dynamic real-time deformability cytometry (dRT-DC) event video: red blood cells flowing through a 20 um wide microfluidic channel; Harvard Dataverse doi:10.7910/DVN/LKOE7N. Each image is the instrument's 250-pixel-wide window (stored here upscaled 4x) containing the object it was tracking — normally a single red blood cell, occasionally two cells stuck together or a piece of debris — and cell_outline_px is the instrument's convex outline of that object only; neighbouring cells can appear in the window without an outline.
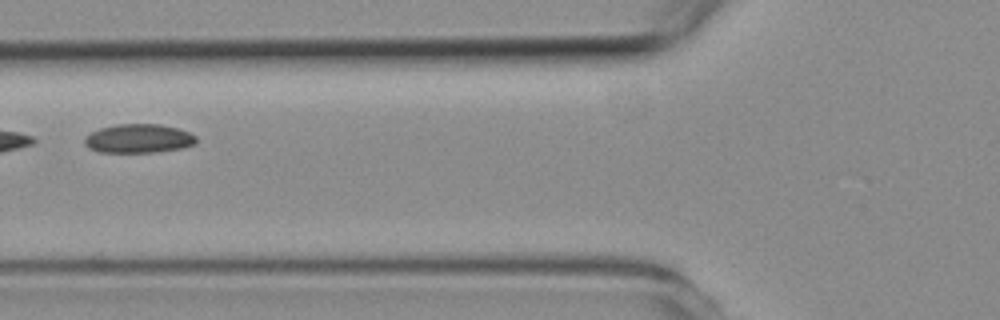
{"species": "common noctule bat (a hibernating species)", "species_latin": "Nyctalus noctula", "temperature_condition": "room temperature", "stored_images_in_passage": 5, "camera_frame_rate_fps": 3000, "um_per_image_px": 0.085, "animal": {"sex": "female", "body_mass_g": 19.3, "forearm_length_mm": 54.1}, "frame": {"image": 1, "passage_image": 4, "time_ms": 3.667, "image_size_px": [1000, 320], "cell_outline_px": [[196, 144], [184, 148], [156, 152], [100, 152], [88, 148], [84, 144], [84, 136], [100, 128], [116, 124], [160, 124], [176, 128], [188, 132], [196, 136]], "centroid_in_image_um": [11.77, 11.78], "position_along_channel_um": 114.0, "area_um2": 18.9}}
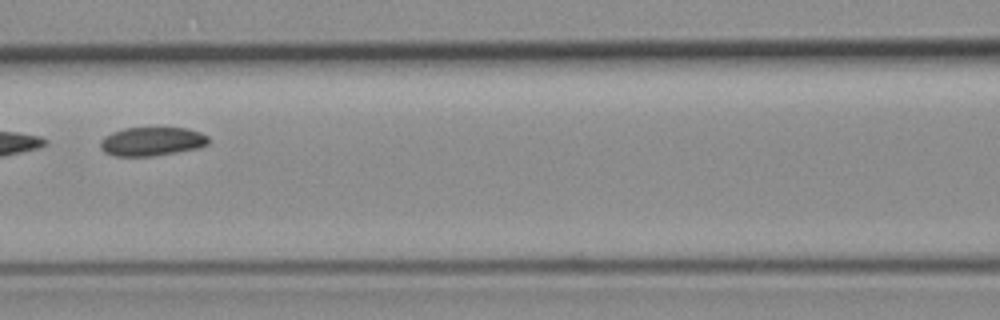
{"frame": {"image": 2, "passage_image": 5, "time_ms": 4.667, "image_size_px": [1000, 320], "cell_outline_px": [[208, 144], [200, 148], [152, 156], [116, 156], [104, 152], [100, 148], [100, 140], [104, 136], [112, 132], [124, 128], [188, 128], [200, 132], [208, 136]], "centroid_in_image_um": [12.9, 12.02], "position_along_channel_um": 153.7, "area_um2": 18.21}}